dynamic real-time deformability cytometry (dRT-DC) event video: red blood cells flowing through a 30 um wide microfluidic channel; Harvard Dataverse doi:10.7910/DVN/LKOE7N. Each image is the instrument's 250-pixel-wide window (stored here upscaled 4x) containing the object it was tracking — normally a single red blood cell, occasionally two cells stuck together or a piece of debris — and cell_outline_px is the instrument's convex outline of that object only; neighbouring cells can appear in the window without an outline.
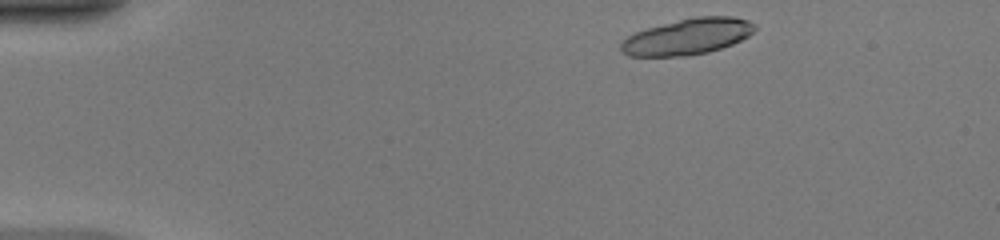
{"species": "common noctule bat (a hibernating species)", "species_latin": "Nyctalus noctula", "temperature_condition": "warm", "stored_images_in_passage": 33, "camera_frame_rate_fps": 3000, "um_per_image_px": 0.085, "animal": {"sex": "female", "body_mass_g": 20.0, "forearm_length_mm": 54.0}, "frame": {"image": 1, "passage_image": 2, "time_ms": 0.333, "image_size_px": [1000, 240], "cell_outline_px": [[756, 28], [748, 36], [732, 44], [708, 52], [688, 56], [628, 56], [620, 48], [620, 44], [628, 36], [636, 32], [648, 28], [696, 16], [732, 16], [748, 20], [756, 24]], "centroid_in_image_um": [58.47, 3.11], "position_along_channel_um": 26.5, "area_um2": 27.86}}